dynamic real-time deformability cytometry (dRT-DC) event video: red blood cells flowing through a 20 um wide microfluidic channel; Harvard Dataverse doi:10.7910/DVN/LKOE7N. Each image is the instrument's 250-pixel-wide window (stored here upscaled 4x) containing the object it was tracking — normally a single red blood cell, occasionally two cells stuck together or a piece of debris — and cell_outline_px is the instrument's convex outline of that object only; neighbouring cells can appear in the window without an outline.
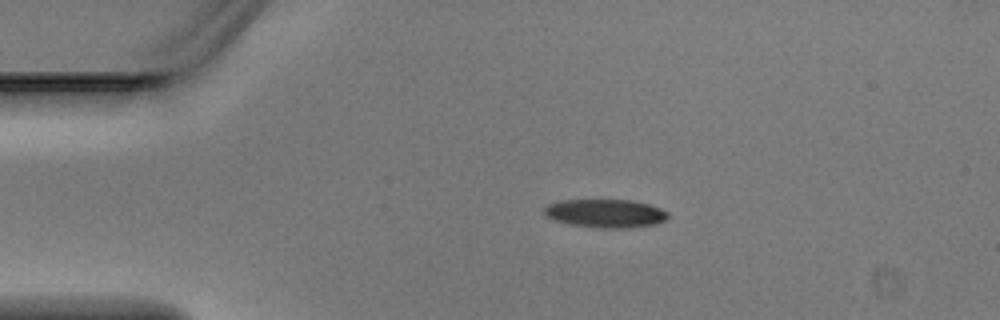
{"species": "Egyptian fruit bat (a non-hibernating species)", "species_latin": "Rousettus aegyptiacus", "temperature_condition": "warm", "stored_images_in_passage": 2, "camera_frame_rate_fps": 3000, "um_per_image_px": 0.085, "animal": {"sex": "male"}, "frame": {"image": 1, "passage_image": 1, "time_ms": 0.0, "image_size_px": [1000, 320], "cell_outline_px": [[672, 216], [668, 220], [656, 224], [624, 228], [596, 228], [568, 224], [544, 216], [544, 208], [548, 204], [560, 200], [632, 200], [648, 204], [660, 208], [668, 212]], "centroid_in_image_um": [51.49, 18.14], "position_along_channel_um": 33.5, "area_um2": 20.75}}